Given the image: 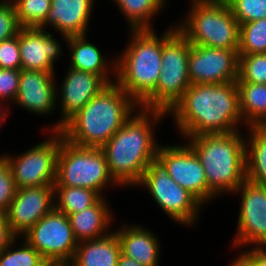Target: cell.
Listing matches in <instances>:
<instances>
[{
  "instance_id": "cell-8",
  "label": "cell",
  "mask_w": 266,
  "mask_h": 266,
  "mask_svg": "<svg viewBox=\"0 0 266 266\" xmlns=\"http://www.w3.org/2000/svg\"><path fill=\"white\" fill-rule=\"evenodd\" d=\"M110 183L118 185L110 175L103 150L76 146L64 139L61 133L54 186L83 187L103 197V190Z\"/></svg>"
},
{
  "instance_id": "cell-22",
  "label": "cell",
  "mask_w": 266,
  "mask_h": 266,
  "mask_svg": "<svg viewBox=\"0 0 266 266\" xmlns=\"http://www.w3.org/2000/svg\"><path fill=\"white\" fill-rule=\"evenodd\" d=\"M121 254L117 234L78 242L75 256L69 266H117Z\"/></svg>"
},
{
  "instance_id": "cell-34",
  "label": "cell",
  "mask_w": 266,
  "mask_h": 266,
  "mask_svg": "<svg viewBox=\"0 0 266 266\" xmlns=\"http://www.w3.org/2000/svg\"><path fill=\"white\" fill-rule=\"evenodd\" d=\"M20 28L13 3L0 1V42L17 35Z\"/></svg>"
},
{
  "instance_id": "cell-7",
  "label": "cell",
  "mask_w": 266,
  "mask_h": 266,
  "mask_svg": "<svg viewBox=\"0 0 266 266\" xmlns=\"http://www.w3.org/2000/svg\"><path fill=\"white\" fill-rule=\"evenodd\" d=\"M185 21L177 29L193 45L236 50L240 25L227 3H191Z\"/></svg>"
},
{
  "instance_id": "cell-16",
  "label": "cell",
  "mask_w": 266,
  "mask_h": 266,
  "mask_svg": "<svg viewBox=\"0 0 266 266\" xmlns=\"http://www.w3.org/2000/svg\"><path fill=\"white\" fill-rule=\"evenodd\" d=\"M109 84L97 74L69 68L57 94L60 96L61 119L53 131H60L63 125L81 110L93 97L98 95Z\"/></svg>"
},
{
  "instance_id": "cell-40",
  "label": "cell",
  "mask_w": 266,
  "mask_h": 266,
  "mask_svg": "<svg viewBox=\"0 0 266 266\" xmlns=\"http://www.w3.org/2000/svg\"><path fill=\"white\" fill-rule=\"evenodd\" d=\"M117 266H143V265H140L132 258L120 254Z\"/></svg>"
},
{
  "instance_id": "cell-9",
  "label": "cell",
  "mask_w": 266,
  "mask_h": 266,
  "mask_svg": "<svg viewBox=\"0 0 266 266\" xmlns=\"http://www.w3.org/2000/svg\"><path fill=\"white\" fill-rule=\"evenodd\" d=\"M137 185H144L155 203L172 220L186 226L194 225L202 204L169 176L167 168L158 158L150 162Z\"/></svg>"
},
{
  "instance_id": "cell-18",
  "label": "cell",
  "mask_w": 266,
  "mask_h": 266,
  "mask_svg": "<svg viewBox=\"0 0 266 266\" xmlns=\"http://www.w3.org/2000/svg\"><path fill=\"white\" fill-rule=\"evenodd\" d=\"M54 75L45 71L21 69L19 90L14 102L31 113H51L58 103Z\"/></svg>"
},
{
  "instance_id": "cell-31",
  "label": "cell",
  "mask_w": 266,
  "mask_h": 266,
  "mask_svg": "<svg viewBox=\"0 0 266 266\" xmlns=\"http://www.w3.org/2000/svg\"><path fill=\"white\" fill-rule=\"evenodd\" d=\"M236 82L266 84V53L239 55V76Z\"/></svg>"
},
{
  "instance_id": "cell-28",
  "label": "cell",
  "mask_w": 266,
  "mask_h": 266,
  "mask_svg": "<svg viewBox=\"0 0 266 266\" xmlns=\"http://www.w3.org/2000/svg\"><path fill=\"white\" fill-rule=\"evenodd\" d=\"M266 53V18L240 24L239 55Z\"/></svg>"
},
{
  "instance_id": "cell-39",
  "label": "cell",
  "mask_w": 266,
  "mask_h": 266,
  "mask_svg": "<svg viewBox=\"0 0 266 266\" xmlns=\"http://www.w3.org/2000/svg\"><path fill=\"white\" fill-rule=\"evenodd\" d=\"M230 266H253L252 265V249L244 250L237 258L234 259Z\"/></svg>"
},
{
  "instance_id": "cell-42",
  "label": "cell",
  "mask_w": 266,
  "mask_h": 266,
  "mask_svg": "<svg viewBox=\"0 0 266 266\" xmlns=\"http://www.w3.org/2000/svg\"><path fill=\"white\" fill-rule=\"evenodd\" d=\"M2 110H3V108L1 107V108H0V125H1L2 122H4L3 120L6 119V118H4V117H7L6 115H7V113H8L7 109H5L4 112H2ZM2 113H3V114H2Z\"/></svg>"
},
{
  "instance_id": "cell-41",
  "label": "cell",
  "mask_w": 266,
  "mask_h": 266,
  "mask_svg": "<svg viewBox=\"0 0 266 266\" xmlns=\"http://www.w3.org/2000/svg\"><path fill=\"white\" fill-rule=\"evenodd\" d=\"M229 0H192L193 3H228Z\"/></svg>"
},
{
  "instance_id": "cell-14",
  "label": "cell",
  "mask_w": 266,
  "mask_h": 266,
  "mask_svg": "<svg viewBox=\"0 0 266 266\" xmlns=\"http://www.w3.org/2000/svg\"><path fill=\"white\" fill-rule=\"evenodd\" d=\"M240 191L242 200L233 247H266V186L246 179L234 193Z\"/></svg>"
},
{
  "instance_id": "cell-27",
  "label": "cell",
  "mask_w": 266,
  "mask_h": 266,
  "mask_svg": "<svg viewBox=\"0 0 266 266\" xmlns=\"http://www.w3.org/2000/svg\"><path fill=\"white\" fill-rule=\"evenodd\" d=\"M127 19L130 30H153L150 23L167 0H112Z\"/></svg>"
},
{
  "instance_id": "cell-5",
  "label": "cell",
  "mask_w": 266,
  "mask_h": 266,
  "mask_svg": "<svg viewBox=\"0 0 266 266\" xmlns=\"http://www.w3.org/2000/svg\"><path fill=\"white\" fill-rule=\"evenodd\" d=\"M130 32L129 45L114 60L111 70L116 72L114 82L140 106L156 90L162 61V35L158 37L155 30Z\"/></svg>"
},
{
  "instance_id": "cell-6",
  "label": "cell",
  "mask_w": 266,
  "mask_h": 266,
  "mask_svg": "<svg viewBox=\"0 0 266 266\" xmlns=\"http://www.w3.org/2000/svg\"><path fill=\"white\" fill-rule=\"evenodd\" d=\"M174 26L162 34V61L156 90L140 108L168 113L191 85L188 72L191 43L177 29V25Z\"/></svg>"
},
{
  "instance_id": "cell-23",
  "label": "cell",
  "mask_w": 266,
  "mask_h": 266,
  "mask_svg": "<svg viewBox=\"0 0 266 266\" xmlns=\"http://www.w3.org/2000/svg\"><path fill=\"white\" fill-rule=\"evenodd\" d=\"M86 39V35H83L67 37L65 40L71 50L69 67L100 75L108 84L114 83L109 77L111 67L107 63L108 60L96 45Z\"/></svg>"
},
{
  "instance_id": "cell-3",
  "label": "cell",
  "mask_w": 266,
  "mask_h": 266,
  "mask_svg": "<svg viewBox=\"0 0 266 266\" xmlns=\"http://www.w3.org/2000/svg\"><path fill=\"white\" fill-rule=\"evenodd\" d=\"M139 105L116 83L106 86L60 130L64 139L82 147L102 148Z\"/></svg>"
},
{
  "instance_id": "cell-26",
  "label": "cell",
  "mask_w": 266,
  "mask_h": 266,
  "mask_svg": "<svg viewBox=\"0 0 266 266\" xmlns=\"http://www.w3.org/2000/svg\"><path fill=\"white\" fill-rule=\"evenodd\" d=\"M101 197L83 187L54 186V209L68 216L94 205Z\"/></svg>"
},
{
  "instance_id": "cell-30",
  "label": "cell",
  "mask_w": 266,
  "mask_h": 266,
  "mask_svg": "<svg viewBox=\"0 0 266 266\" xmlns=\"http://www.w3.org/2000/svg\"><path fill=\"white\" fill-rule=\"evenodd\" d=\"M15 238L2 252H0V266H48L49 263L25 239L23 246L14 248Z\"/></svg>"
},
{
  "instance_id": "cell-10",
  "label": "cell",
  "mask_w": 266,
  "mask_h": 266,
  "mask_svg": "<svg viewBox=\"0 0 266 266\" xmlns=\"http://www.w3.org/2000/svg\"><path fill=\"white\" fill-rule=\"evenodd\" d=\"M22 237L49 264L69 265L78 246L68 216L55 209L43 216Z\"/></svg>"
},
{
  "instance_id": "cell-19",
  "label": "cell",
  "mask_w": 266,
  "mask_h": 266,
  "mask_svg": "<svg viewBox=\"0 0 266 266\" xmlns=\"http://www.w3.org/2000/svg\"><path fill=\"white\" fill-rule=\"evenodd\" d=\"M93 0H51V8L45 22L39 27L45 30L48 25L59 31L64 40L71 36L86 35Z\"/></svg>"
},
{
  "instance_id": "cell-15",
  "label": "cell",
  "mask_w": 266,
  "mask_h": 266,
  "mask_svg": "<svg viewBox=\"0 0 266 266\" xmlns=\"http://www.w3.org/2000/svg\"><path fill=\"white\" fill-rule=\"evenodd\" d=\"M54 200V185L17 189L5 213L12 233L18 238L27 233L54 209Z\"/></svg>"
},
{
  "instance_id": "cell-12",
  "label": "cell",
  "mask_w": 266,
  "mask_h": 266,
  "mask_svg": "<svg viewBox=\"0 0 266 266\" xmlns=\"http://www.w3.org/2000/svg\"><path fill=\"white\" fill-rule=\"evenodd\" d=\"M157 158L165 165L169 176L202 205L217 197L208 187L202 163L188 144L159 146Z\"/></svg>"
},
{
  "instance_id": "cell-21",
  "label": "cell",
  "mask_w": 266,
  "mask_h": 266,
  "mask_svg": "<svg viewBox=\"0 0 266 266\" xmlns=\"http://www.w3.org/2000/svg\"><path fill=\"white\" fill-rule=\"evenodd\" d=\"M101 197L94 205L68 215L75 239L78 242L108 235L107 227L113 221L112 211ZM104 233V234H103Z\"/></svg>"
},
{
  "instance_id": "cell-17",
  "label": "cell",
  "mask_w": 266,
  "mask_h": 266,
  "mask_svg": "<svg viewBox=\"0 0 266 266\" xmlns=\"http://www.w3.org/2000/svg\"><path fill=\"white\" fill-rule=\"evenodd\" d=\"M21 69L54 72V62L62 53L54 36L38 27H21L18 31Z\"/></svg>"
},
{
  "instance_id": "cell-24",
  "label": "cell",
  "mask_w": 266,
  "mask_h": 266,
  "mask_svg": "<svg viewBox=\"0 0 266 266\" xmlns=\"http://www.w3.org/2000/svg\"><path fill=\"white\" fill-rule=\"evenodd\" d=\"M244 126L266 125V84L236 82Z\"/></svg>"
},
{
  "instance_id": "cell-4",
  "label": "cell",
  "mask_w": 266,
  "mask_h": 266,
  "mask_svg": "<svg viewBox=\"0 0 266 266\" xmlns=\"http://www.w3.org/2000/svg\"><path fill=\"white\" fill-rule=\"evenodd\" d=\"M239 131L187 137L199 158L208 187L218 196L234 193L246 180V139Z\"/></svg>"
},
{
  "instance_id": "cell-37",
  "label": "cell",
  "mask_w": 266,
  "mask_h": 266,
  "mask_svg": "<svg viewBox=\"0 0 266 266\" xmlns=\"http://www.w3.org/2000/svg\"><path fill=\"white\" fill-rule=\"evenodd\" d=\"M16 236L12 233L5 214H0V252H2Z\"/></svg>"
},
{
  "instance_id": "cell-29",
  "label": "cell",
  "mask_w": 266,
  "mask_h": 266,
  "mask_svg": "<svg viewBox=\"0 0 266 266\" xmlns=\"http://www.w3.org/2000/svg\"><path fill=\"white\" fill-rule=\"evenodd\" d=\"M20 27H40L51 8V0H10Z\"/></svg>"
},
{
  "instance_id": "cell-35",
  "label": "cell",
  "mask_w": 266,
  "mask_h": 266,
  "mask_svg": "<svg viewBox=\"0 0 266 266\" xmlns=\"http://www.w3.org/2000/svg\"><path fill=\"white\" fill-rule=\"evenodd\" d=\"M0 68L21 70L18 33L0 42Z\"/></svg>"
},
{
  "instance_id": "cell-36",
  "label": "cell",
  "mask_w": 266,
  "mask_h": 266,
  "mask_svg": "<svg viewBox=\"0 0 266 266\" xmlns=\"http://www.w3.org/2000/svg\"><path fill=\"white\" fill-rule=\"evenodd\" d=\"M20 75L21 70L0 68V101L4 100L5 103L10 98L14 102L19 90Z\"/></svg>"
},
{
  "instance_id": "cell-11",
  "label": "cell",
  "mask_w": 266,
  "mask_h": 266,
  "mask_svg": "<svg viewBox=\"0 0 266 266\" xmlns=\"http://www.w3.org/2000/svg\"><path fill=\"white\" fill-rule=\"evenodd\" d=\"M50 132L51 138L19 156L5 154L17 189L55 184L61 131L50 129Z\"/></svg>"
},
{
  "instance_id": "cell-43",
  "label": "cell",
  "mask_w": 266,
  "mask_h": 266,
  "mask_svg": "<svg viewBox=\"0 0 266 266\" xmlns=\"http://www.w3.org/2000/svg\"><path fill=\"white\" fill-rule=\"evenodd\" d=\"M51 266H69V265L51 264Z\"/></svg>"
},
{
  "instance_id": "cell-13",
  "label": "cell",
  "mask_w": 266,
  "mask_h": 266,
  "mask_svg": "<svg viewBox=\"0 0 266 266\" xmlns=\"http://www.w3.org/2000/svg\"><path fill=\"white\" fill-rule=\"evenodd\" d=\"M188 72L191 84H226L237 81L238 51L191 44Z\"/></svg>"
},
{
  "instance_id": "cell-20",
  "label": "cell",
  "mask_w": 266,
  "mask_h": 266,
  "mask_svg": "<svg viewBox=\"0 0 266 266\" xmlns=\"http://www.w3.org/2000/svg\"><path fill=\"white\" fill-rule=\"evenodd\" d=\"M116 230L120 242L121 254L134 259L143 266H159L160 242L157 236L143 226H130Z\"/></svg>"
},
{
  "instance_id": "cell-1",
  "label": "cell",
  "mask_w": 266,
  "mask_h": 266,
  "mask_svg": "<svg viewBox=\"0 0 266 266\" xmlns=\"http://www.w3.org/2000/svg\"><path fill=\"white\" fill-rule=\"evenodd\" d=\"M167 114L185 137L238 131L243 119L237 83L191 84Z\"/></svg>"
},
{
  "instance_id": "cell-2",
  "label": "cell",
  "mask_w": 266,
  "mask_h": 266,
  "mask_svg": "<svg viewBox=\"0 0 266 266\" xmlns=\"http://www.w3.org/2000/svg\"><path fill=\"white\" fill-rule=\"evenodd\" d=\"M134 111H138L137 114H133L101 148L118 187L136 186L150 162L157 158L159 144L153 127L168 115L161 110L140 108Z\"/></svg>"
},
{
  "instance_id": "cell-33",
  "label": "cell",
  "mask_w": 266,
  "mask_h": 266,
  "mask_svg": "<svg viewBox=\"0 0 266 266\" xmlns=\"http://www.w3.org/2000/svg\"><path fill=\"white\" fill-rule=\"evenodd\" d=\"M16 186L5 155H0V214H5L16 194Z\"/></svg>"
},
{
  "instance_id": "cell-25",
  "label": "cell",
  "mask_w": 266,
  "mask_h": 266,
  "mask_svg": "<svg viewBox=\"0 0 266 266\" xmlns=\"http://www.w3.org/2000/svg\"><path fill=\"white\" fill-rule=\"evenodd\" d=\"M245 145L246 179L266 186V125L249 126Z\"/></svg>"
},
{
  "instance_id": "cell-32",
  "label": "cell",
  "mask_w": 266,
  "mask_h": 266,
  "mask_svg": "<svg viewBox=\"0 0 266 266\" xmlns=\"http://www.w3.org/2000/svg\"><path fill=\"white\" fill-rule=\"evenodd\" d=\"M227 4L239 25L266 18V0H229Z\"/></svg>"
},
{
  "instance_id": "cell-38",
  "label": "cell",
  "mask_w": 266,
  "mask_h": 266,
  "mask_svg": "<svg viewBox=\"0 0 266 266\" xmlns=\"http://www.w3.org/2000/svg\"><path fill=\"white\" fill-rule=\"evenodd\" d=\"M253 247L252 248V265L253 266H266V248Z\"/></svg>"
}]
</instances>
